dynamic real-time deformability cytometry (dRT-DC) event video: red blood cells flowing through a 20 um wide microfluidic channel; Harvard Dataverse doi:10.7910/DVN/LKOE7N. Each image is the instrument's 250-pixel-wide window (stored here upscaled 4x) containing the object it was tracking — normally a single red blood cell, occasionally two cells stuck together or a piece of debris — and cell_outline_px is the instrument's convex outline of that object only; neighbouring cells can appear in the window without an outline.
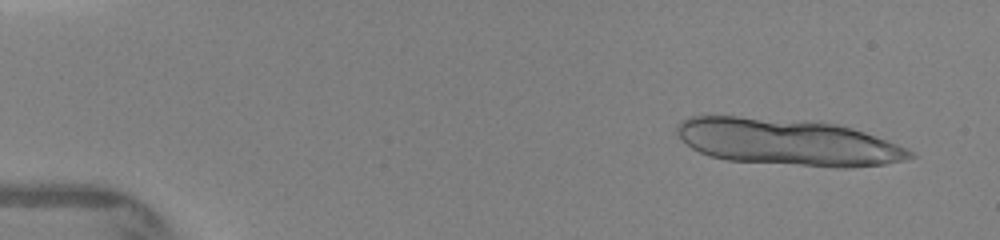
{"species": "human", "species_latin": "Homo sapiens", "temperature_condition": "warm", "stored_images_in_passage": 15, "camera_frame_rate_fps": 3000, "um_per_image_px": 0.085, "donor": {"sex": "female"}, "frame": {"image": 1, "passage_image": 3, "time_ms": 0.667, "image_size_px": [1000, 240], "cell_outline_px": [[916, 156], [908, 160], [884, 164], [844, 168], [840, 168], [728, 160], [712, 156], [700, 152], [692, 148], [676, 132], [676, 124], [680, 120], [692, 116], [736, 116], [820, 120], [852, 128], [888, 140], [908, 148]], "centroid_in_image_um": [67.0, 12.06], "position_along_channel_um": 18.0, "area_um2": 63.87}}